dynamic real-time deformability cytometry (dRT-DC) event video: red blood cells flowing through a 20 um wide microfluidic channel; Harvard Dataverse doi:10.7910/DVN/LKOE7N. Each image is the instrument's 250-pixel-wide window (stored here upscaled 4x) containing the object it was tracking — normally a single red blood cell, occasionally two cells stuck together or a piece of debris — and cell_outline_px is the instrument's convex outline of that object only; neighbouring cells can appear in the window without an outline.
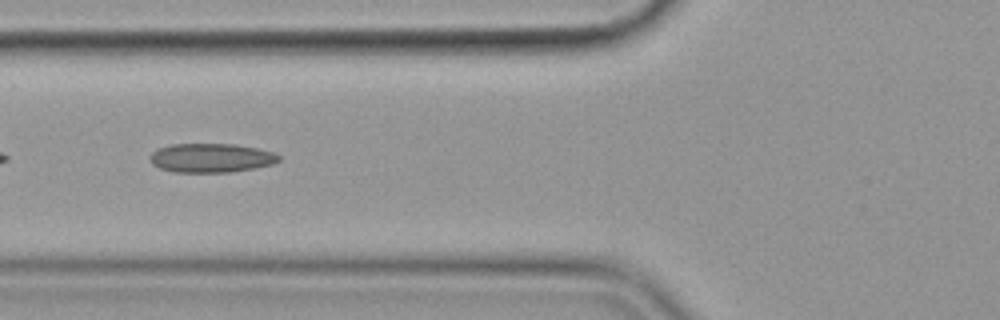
{"species": "common noctule bat (a hibernating species)", "species_latin": "Nyctalus noctula", "temperature_condition": "cold", "stored_images_in_passage": 26, "camera_frame_rate_fps": 3000, "um_per_image_px": 0.085, "animal": {"sex": "female", "body_mass_g": 19.9}, "frame": {"image": 1, "passage_image": 5, "time_ms": 1.333, "image_size_px": [1000, 320], "cell_outline_px": [[280, 160], [272, 164], [252, 168], [228, 172], [172, 172], [160, 168], [152, 164], [152, 152], [160, 148], [172, 144], [236, 144], [256, 148], [272, 152], [280, 156]], "centroid_in_image_um": [17.95, 13.42], "position_along_channel_um": 107.9, "area_um2": 21.5}}
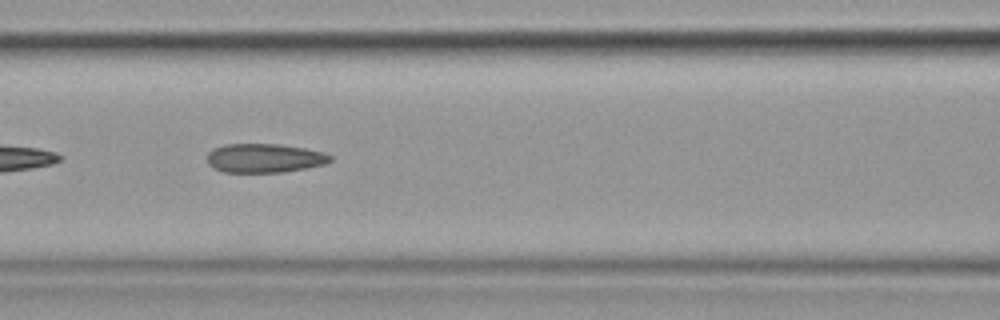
{"frame": {"image": 2, "passage_image": 8, "time_ms": 2.333, "image_size_px": [1000, 320], "cell_outline_px": [[332, 160], [324, 164], [284, 172], [224, 172], [212, 168], [208, 164], [208, 152], [212, 148], [224, 144], [280, 144], [304, 148], [324, 152], [332, 156]], "centroid_in_image_um": [22.45, 13.43], "position_along_channel_um": 144.2, "area_um2": 20.87}}